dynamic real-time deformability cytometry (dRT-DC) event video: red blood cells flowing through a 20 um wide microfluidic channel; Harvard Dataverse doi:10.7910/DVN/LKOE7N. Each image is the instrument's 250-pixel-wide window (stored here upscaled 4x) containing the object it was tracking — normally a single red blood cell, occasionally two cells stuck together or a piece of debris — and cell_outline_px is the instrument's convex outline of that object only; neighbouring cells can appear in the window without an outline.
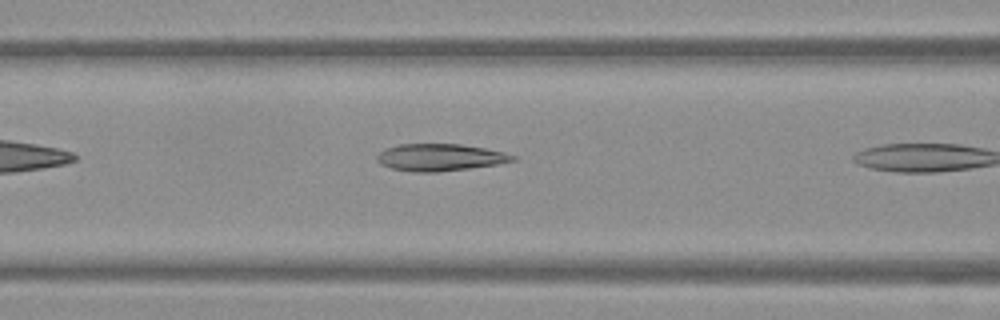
{"species": "Egyptian fruit bat (a non-hibernating species)", "species_latin": "Rousettus aegyptiacus", "temperature_condition": "warm", "stored_images_in_passage": 6, "camera_frame_rate_fps": 3000, "um_per_image_px": 0.085, "frame": {"image": 1, "passage_image": 5, "time_ms": 1.333, "image_size_px": [1000, 320], "cell_outline_px": [[516, 160], [496, 164], [468, 168], [436, 172], [412, 172], [392, 168], [380, 164], [376, 160], [376, 156], [380, 152], [388, 148], [400, 144], [460, 144], [484, 148], [504, 152], [516, 156]], "centroid_in_image_um": [37.38, 13.37], "position_along_channel_um": 129.2, "area_um2": 21.21}}